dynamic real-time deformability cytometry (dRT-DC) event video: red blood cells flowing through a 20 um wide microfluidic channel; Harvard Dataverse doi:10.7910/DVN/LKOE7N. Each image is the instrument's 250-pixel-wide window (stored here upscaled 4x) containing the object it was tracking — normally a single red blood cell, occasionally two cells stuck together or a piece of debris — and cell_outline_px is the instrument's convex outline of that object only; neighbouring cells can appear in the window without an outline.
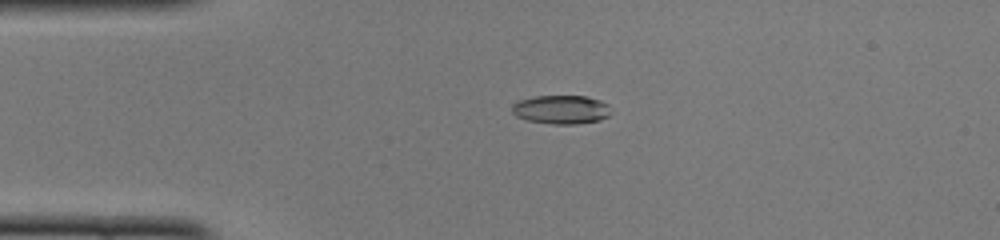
{"species": "common noctule bat (a hibernating species)", "species_latin": "Nyctalus noctula", "temperature_condition": "cold", "stored_images_in_passage": 49, "camera_frame_rate_fps": 3000, "um_per_image_px": 0.085, "animal": {"sex": "female", "body_mass_g": 22.0, "forearm_length_mm": 56.7}, "frame": {"image": 1, "passage_image": 11, "time_ms": 3.333, "image_size_px": [1000, 240], "cell_outline_px": [[612, 112], [608, 116], [600, 120], [576, 124], [552, 124], [528, 120], [516, 116], [512, 112], [512, 104], [520, 100], [536, 96], [584, 96], [600, 100], [608, 104]], "centroid_in_image_um": [47.72, 9.31], "position_along_channel_um": 37.3, "area_um2": 16.59}}
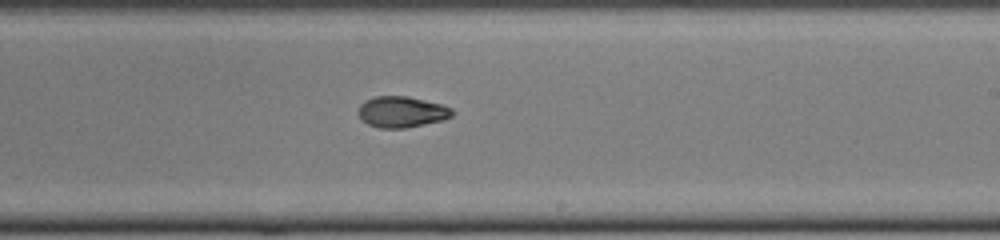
{"frame": {"image": 2, "passage_image": 29, "time_ms": 9.333, "image_size_px": [1000, 240], "cell_outline_px": [[452, 116], [444, 120], [404, 128], [380, 128], [368, 124], [360, 120], [356, 112], [360, 104], [364, 100], [376, 96], [408, 96], [444, 104], [452, 108]], "centroid_in_image_um": [34.11, 9.5], "position_along_channel_um": 254.9, "area_um2": 17.28}}
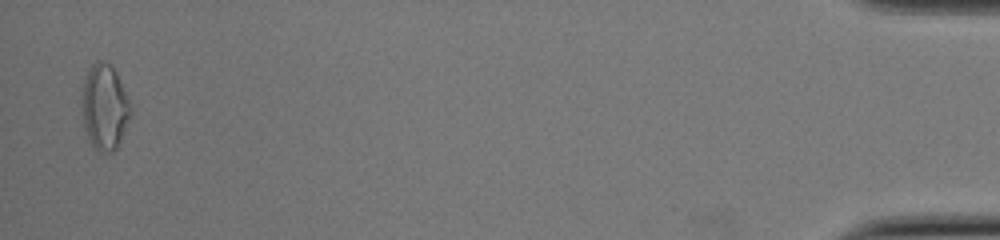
{"frame": {"image": 3, "passage_image": 48, "time_ms": 15.667, "image_size_px": [1000, 240], "cell_outline_px": [[132, 112], [120, 140], [116, 148], [112, 152], [96, 152], [92, 148], [88, 140], [84, 128], [80, 108], [80, 92], [84, 80], [92, 64], [96, 60], [100, 60], [112, 64], [116, 72], [128, 100]], "centroid_in_image_um": [8.83, 9.12], "position_along_channel_um": 426.4, "area_um2": 24.74}, "authors_computed_cell_mechanics": {"area_um2": 17.2822, "velocity_mm_per_s": 4.1065, "shape_relaxation_time_tau1_ms": 3.4907, "shape_relaxation_time_tau2_ms": 3.9302, "deformation_change_tau1": 0.1537, "deformation_change_tau2": 0.0806}}